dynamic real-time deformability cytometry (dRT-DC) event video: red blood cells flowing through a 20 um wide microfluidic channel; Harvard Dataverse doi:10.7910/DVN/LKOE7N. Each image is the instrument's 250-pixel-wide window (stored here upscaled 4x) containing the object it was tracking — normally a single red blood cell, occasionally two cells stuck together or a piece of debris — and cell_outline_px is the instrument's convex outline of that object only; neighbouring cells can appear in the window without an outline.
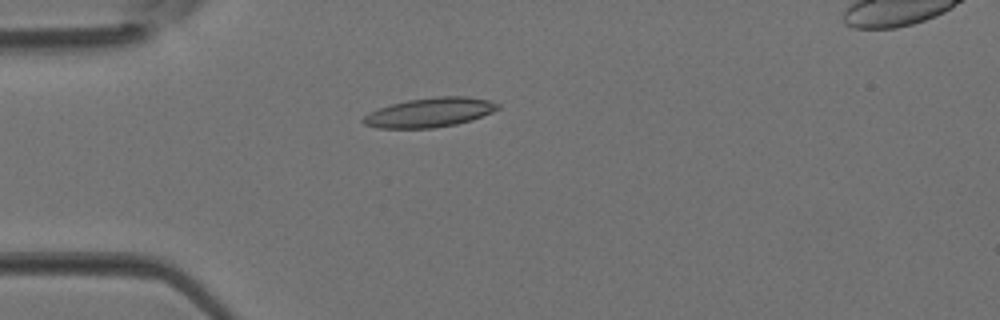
{"species": "Egyptian fruit bat (a non-hibernating species)", "species_latin": "Rousettus aegyptiacus", "temperature_condition": "room temperature", "stored_images_in_passage": 3, "camera_frame_rate_fps": 3000, "um_per_image_px": 0.085, "animal": {"sex": "female"}, "frame": {"image": 1, "passage_image": 3, "time_ms": 0.667, "image_size_px": [1000, 320], "cell_outline_px": [[500, 108], [492, 112], [472, 120], [456, 124], [432, 128], [376, 128], [364, 124], [360, 120], [368, 112], [392, 104], [408, 100], [436, 96], [468, 96], [488, 100], [500, 104]], "centroid_in_image_um": [36.52, 9.56], "position_along_channel_um": 48.5, "area_um2": 23.06}}